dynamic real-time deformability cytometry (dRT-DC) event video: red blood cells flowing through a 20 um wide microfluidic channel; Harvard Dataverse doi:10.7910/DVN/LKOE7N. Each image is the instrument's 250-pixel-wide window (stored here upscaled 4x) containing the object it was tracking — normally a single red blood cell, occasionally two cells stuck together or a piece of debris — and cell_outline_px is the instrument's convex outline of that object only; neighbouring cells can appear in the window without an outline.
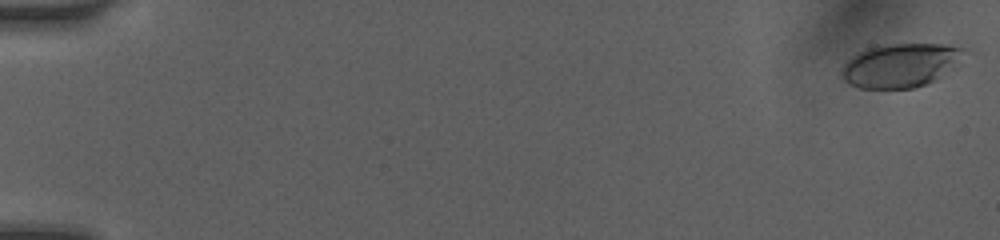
{"species": "human", "species_latin": "Homo sapiens", "temperature_condition": "room temperature", "stored_images_in_passage": 13, "camera_frame_rate_fps": 3000, "um_per_image_px": 0.085, "donor": {"sex": "female"}, "frame": {"image": 1, "passage_image": 1, "time_ms": 0.0, "image_size_px": [1000, 240], "cell_outline_px": [[976, 52], [956, 68], [936, 80], [912, 88], [860, 88], [848, 84], [844, 80], [840, 72], [840, 68], [852, 56], [868, 48], [884, 44], [944, 44], [964, 48]], "centroid_in_image_um": [76.69, 5.53], "position_along_channel_um": 8.3, "area_um2": 32.25}}
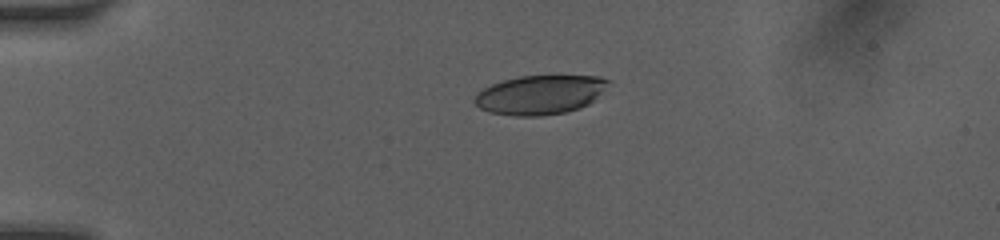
{"frame": {"image": 2, "passage_image": 11, "time_ms": 4.0, "image_size_px": [1000, 240], "cell_outline_px": [[608, 80], [600, 92], [588, 104], [580, 108], [564, 112], [540, 116], [516, 116], [488, 112], [480, 108], [472, 100], [476, 92], [492, 84], [504, 80], [520, 76], [600, 76]], "centroid_in_image_um": [45.81, 8.06], "position_along_channel_um": 39.2, "area_um2": 30.11}}